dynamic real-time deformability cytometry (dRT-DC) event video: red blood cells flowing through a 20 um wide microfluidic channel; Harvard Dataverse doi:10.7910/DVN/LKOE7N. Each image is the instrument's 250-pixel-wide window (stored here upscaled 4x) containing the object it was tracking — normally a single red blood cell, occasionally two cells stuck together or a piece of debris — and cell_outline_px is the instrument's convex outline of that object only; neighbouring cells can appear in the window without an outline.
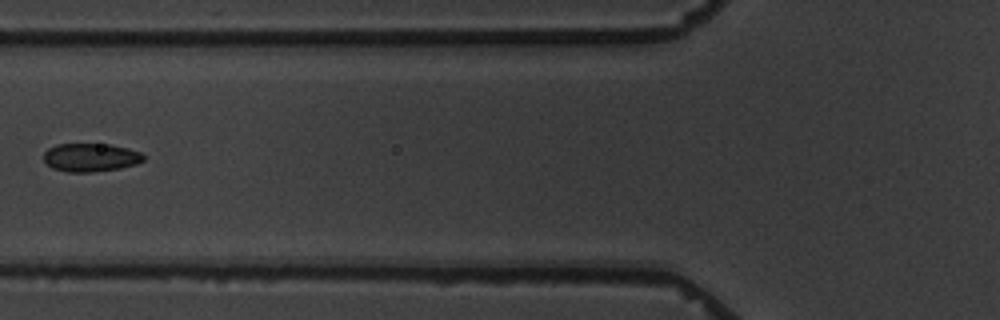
{"species": "common noctule bat (a hibernating species)", "species_latin": "Nyctalus noctula", "temperature_condition": "warm", "stored_images_in_passage": 2, "camera_frame_rate_fps": 3000, "um_per_image_px": 0.085, "animal": {"sex": "male", "body_mass_g": 19.5, "forearm_length_mm": 54.6}, "frame": {"image": 1, "passage_image": 2, "time_ms": 1.333, "image_size_px": [1000, 320], "cell_outline_px": [[144, 160], [136, 164], [120, 168], [92, 172], [68, 172], [52, 168], [44, 160], [44, 152], [48, 148], [56, 144], [108, 144], [128, 148], [140, 152], [144, 156]], "centroid_in_image_um": [7.69, 13.38], "position_along_channel_um": 118.1, "area_um2": 16.47}}